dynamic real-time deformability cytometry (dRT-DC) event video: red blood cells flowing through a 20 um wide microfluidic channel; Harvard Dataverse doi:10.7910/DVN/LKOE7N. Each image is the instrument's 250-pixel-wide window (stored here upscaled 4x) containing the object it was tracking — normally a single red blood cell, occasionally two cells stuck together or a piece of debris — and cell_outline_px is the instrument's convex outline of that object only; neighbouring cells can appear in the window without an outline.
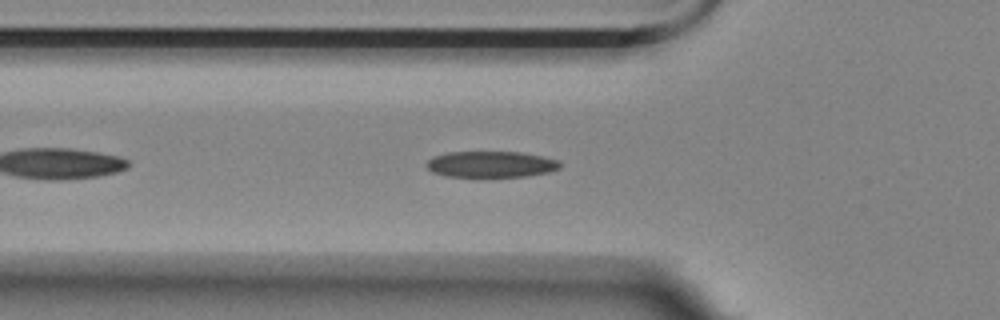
{"species": "Egyptian fruit bat (a non-hibernating species)", "species_latin": "Rousettus aegyptiacus", "temperature_condition": "room temperature", "stored_images_in_passage": 46, "segment_of_instrument_passage": [1, 2], "camera_frame_rate_fps": 3000, "um_per_image_px": 0.085, "animal": {"sex": "female"}, "frame": {"image": 1, "passage_image": 8, "time_ms": 2.333, "image_size_px": [1000, 320], "cell_outline_px": [[560, 168], [548, 172], [524, 176], [444, 176], [432, 172], [424, 164], [432, 156], [448, 152], [520, 152], [544, 156], [560, 160]], "centroid_in_image_um": [41.72, 13.95], "position_along_channel_um": 84.1, "area_um2": 20.35}}
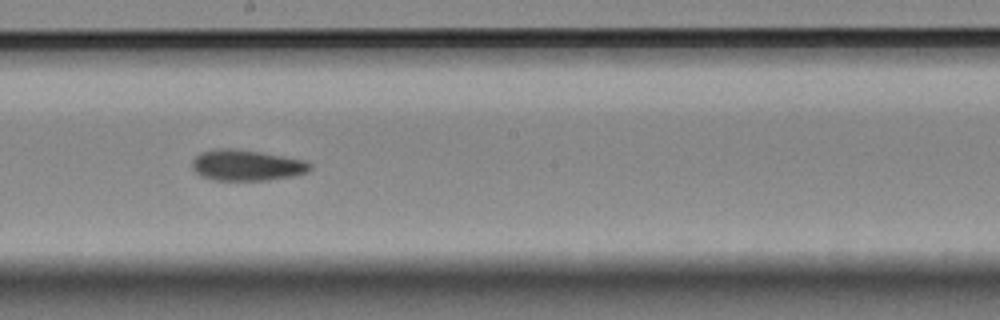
{"frame": {"image": 2, "passage_image": 20, "time_ms": 6.333, "image_size_px": [1000, 320], "cell_outline_px": [[312, 168], [308, 172], [292, 176], [268, 180], [216, 180], [200, 176], [192, 168], [192, 160], [200, 152], [220, 148], [232, 148], [304, 160], [312, 164]], "centroid_in_image_um": [20.94, 14.05], "position_along_channel_um": 227.3, "area_um2": 21.04}}
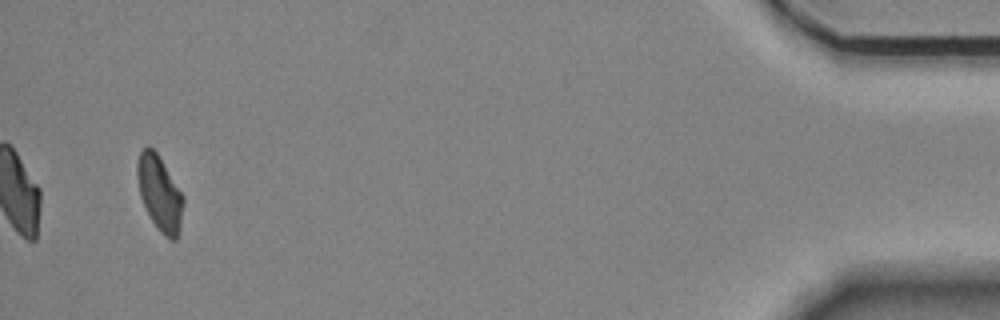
{"frame": {"image": 3, "passage_image": 43, "time_ms": 14.0, "image_size_px": [1000, 320], "cell_outline_px": [[184, 204], [180, 228], [176, 240], [172, 240], [164, 236], [160, 232], [152, 220], [140, 196], [136, 176], [136, 164], [140, 152], [148, 144], [156, 152], [184, 196]], "centroid_in_image_um": [13.57, 16.42], "position_along_channel_um": 421.6, "area_um2": 20.06}}